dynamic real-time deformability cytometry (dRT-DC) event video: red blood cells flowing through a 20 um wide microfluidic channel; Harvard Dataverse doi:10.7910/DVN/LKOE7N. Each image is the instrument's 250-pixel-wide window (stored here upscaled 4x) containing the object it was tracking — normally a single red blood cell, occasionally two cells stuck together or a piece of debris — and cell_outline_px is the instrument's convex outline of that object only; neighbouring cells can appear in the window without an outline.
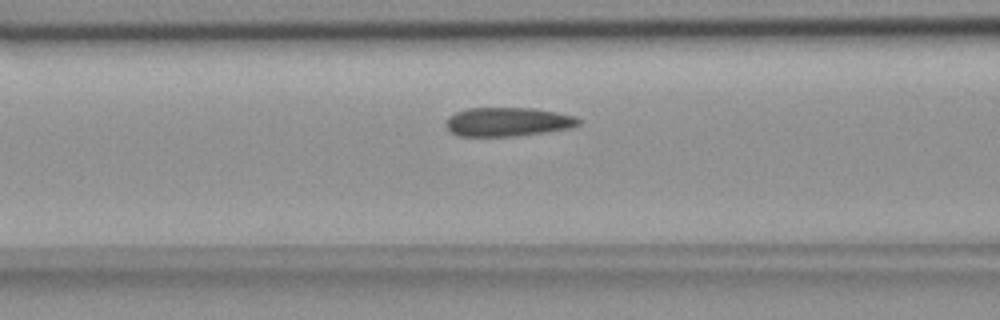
{"species": "common noctule bat (a hibernating species)", "species_latin": "Nyctalus noctula", "temperature_condition": "room temperature", "stored_images_in_passage": 39, "segment_of_instrument_passage": [1, 2], "camera_frame_rate_fps": 3000, "um_per_image_px": 0.085, "animal": {"sex": "female", "body_mass_g": 18.4}, "frame": {"image": 1, "passage_image": 5, "time_ms": 1.333, "image_size_px": [1000, 320], "cell_outline_px": [[580, 124], [568, 128], [544, 132], [516, 136], [460, 136], [448, 132], [444, 124], [448, 116], [456, 112], [468, 108], [536, 108], [576, 116], [580, 120]], "centroid_in_image_um": [43.11, 10.35], "position_along_channel_um": 123.5, "area_um2": 22.48}}
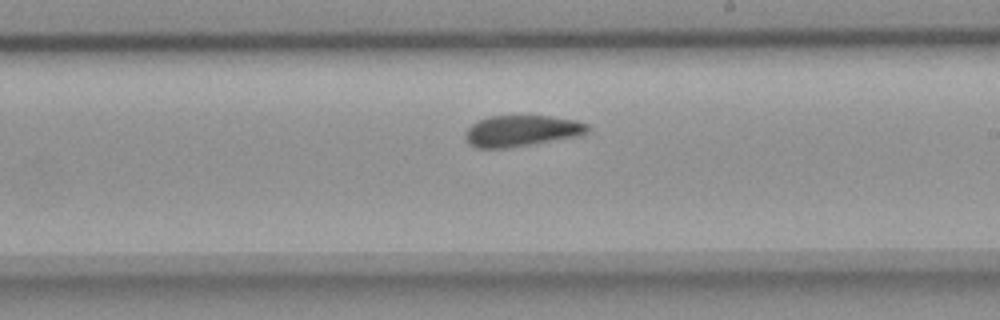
{"frame": {"image": 2, "passage_image": 15, "time_ms": 4.667, "image_size_px": [1000, 320], "cell_outline_px": [[592, 128], [588, 132], [572, 136], [528, 144], [504, 148], [476, 148], [468, 144], [464, 136], [464, 132], [472, 124], [488, 116], [548, 116], [576, 120], [588, 124]], "centroid_in_image_um": [44.28, 11.11], "position_along_channel_um": 244.7, "area_um2": 21.85}}
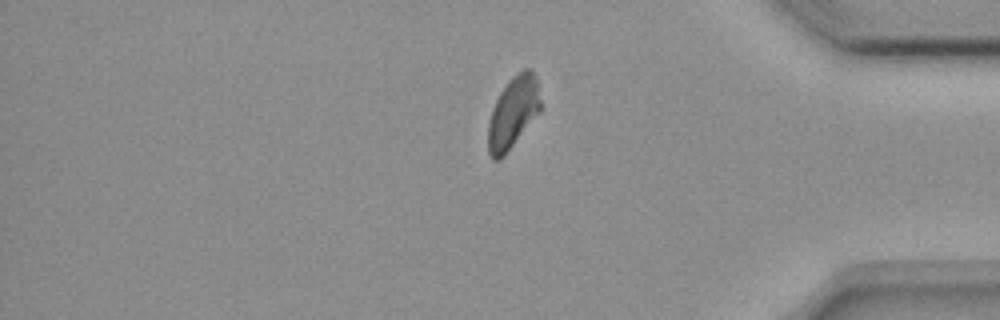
{"frame": {"image": 3, "passage_image": 29, "time_ms": 9.333, "image_size_px": [1000, 320], "cell_outline_px": [[540, 112], [504, 156], [500, 160], [492, 160], [488, 152], [488, 124], [492, 108], [500, 92], [508, 80], [516, 72], [524, 68], [532, 68], [536, 76], [540, 100]], "centroid_in_image_um": [43.6, 9.55], "position_along_channel_um": 391.6, "area_um2": 22.08}}